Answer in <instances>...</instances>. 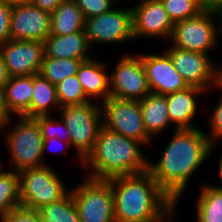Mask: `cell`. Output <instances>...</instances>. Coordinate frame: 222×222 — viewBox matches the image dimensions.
<instances>
[{
	"label": "cell",
	"mask_w": 222,
	"mask_h": 222,
	"mask_svg": "<svg viewBox=\"0 0 222 222\" xmlns=\"http://www.w3.org/2000/svg\"><path fill=\"white\" fill-rule=\"evenodd\" d=\"M38 213L41 222H80L71 191L60 200L38 209Z\"/></svg>",
	"instance_id": "obj_26"
},
{
	"label": "cell",
	"mask_w": 222,
	"mask_h": 222,
	"mask_svg": "<svg viewBox=\"0 0 222 222\" xmlns=\"http://www.w3.org/2000/svg\"><path fill=\"white\" fill-rule=\"evenodd\" d=\"M172 22L194 17L204 10L198 0H160Z\"/></svg>",
	"instance_id": "obj_29"
},
{
	"label": "cell",
	"mask_w": 222,
	"mask_h": 222,
	"mask_svg": "<svg viewBox=\"0 0 222 222\" xmlns=\"http://www.w3.org/2000/svg\"><path fill=\"white\" fill-rule=\"evenodd\" d=\"M51 13L30 4L12 8L10 37L12 40L41 41L50 35Z\"/></svg>",
	"instance_id": "obj_16"
},
{
	"label": "cell",
	"mask_w": 222,
	"mask_h": 222,
	"mask_svg": "<svg viewBox=\"0 0 222 222\" xmlns=\"http://www.w3.org/2000/svg\"><path fill=\"white\" fill-rule=\"evenodd\" d=\"M13 116L0 124V133L3 128H12L4 134V143L11 155L10 169L20 172L23 169L46 165L43 160V137L38 122L34 118L17 116L18 122L13 123ZM13 123V124H12ZM15 124V125H14Z\"/></svg>",
	"instance_id": "obj_4"
},
{
	"label": "cell",
	"mask_w": 222,
	"mask_h": 222,
	"mask_svg": "<svg viewBox=\"0 0 222 222\" xmlns=\"http://www.w3.org/2000/svg\"><path fill=\"white\" fill-rule=\"evenodd\" d=\"M102 123L106 129L141 142L145 147L152 145L142 118L140 102L109 97L100 103Z\"/></svg>",
	"instance_id": "obj_9"
},
{
	"label": "cell",
	"mask_w": 222,
	"mask_h": 222,
	"mask_svg": "<svg viewBox=\"0 0 222 222\" xmlns=\"http://www.w3.org/2000/svg\"><path fill=\"white\" fill-rule=\"evenodd\" d=\"M12 9L0 2V45L11 39L10 37V18Z\"/></svg>",
	"instance_id": "obj_34"
},
{
	"label": "cell",
	"mask_w": 222,
	"mask_h": 222,
	"mask_svg": "<svg viewBox=\"0 0 222 222\" xmlns=\"http://www.w3.org/2000/svg\"><path fill=\"white\" fill-rule=\"evenodd\" d=\"M132 22L134 40L161 38L169 42L174 26L160 0H141L132 6Z\"/></svg>",
	"instance_id": "obj_13"
},
{
	"label": "cell",
	"mask_w": 222,
	"mask_h": 222,
	"mask_svg": "<svg viewBox=\"0 0 222 222\" xmlns=\"http://www.w3.org/2000/svg\"><path fill=\"white\" fill-rule=\"evenodd\" d=\"M141 142L101 127L93 150L83 160L86 177L107 180L116 176L142 173L148 170ZM141 148V149H140Z\"/></svg>",
	"instance_id": "obj_3"
},
{
	"label": "cell",
	"mask_w": 222,
	"mask_h": 222,
	"mask_svg": "<svg viewBox=\"0 0 222 222\" xmlns=\"http://www.w3.org/2000/svg\"><path fill=\"white\" fill-rule=\"evenodd\" d=\"M220 98V101L215 105L214 110L209 117V126L211 130L207 133L208 139L215 147L219 141H222V96Z\"/></svg>",
	"instance_id": "obj_33"
},
{
	"label": "cell",
	"mask_w": 222,
	"mask_h": 222,
	"mask_svg": "<svg viewBox=\"0 0 222 222\" xmlns=\"http://www.w3.org/2000/svg\"><path fill=\"white\" fill-rule=\"evenodd\" d=\"M82 60L44 57L39 74L52 84H57L68 76L76 75Z\"/></svg>",
	"instance_id": "obj_27"
},
{
	"label": "cell",
	"mask_w": 222,
	"mask_h": 222,
	"mask_svg": "<svg viewBox=\"0 0 222 222\" xmlns=\"http://www.w3.org/2000/svg\"><path fill=\"white\" fill-rule=\"evenodd\" d=\"M140 102L142 118L148 136L154 139L155 135L162 134L171 126L166 95L149 93Z\"/></svg>",
	"instance_id": "obj_21"
},
{
	"label": "cell",
	"mask_w": 222,
	"mask_h": 222,
	"mask_svg": "<svg viewBox=\"0 0 222 222\" xmlns=\"http://www.w3.org/2000/svg\"><path fill=\"white\" fill-rule=\"evenodd\" d=\"M10 77L11 76L7 70L3 56L0 52V86L4 87V85L9 81Z\"/></svg>",
	"instance_id": "obj_38"
},
{
	"label": "cell",
	"mask_w": 222,
	"mask_h": 222,
	"mask_svg": "<svg viewBox=\"0 0 222 222\" xmlns=\"http://www.w3.org/2000/svg\"><path fill=\"white\" fill-rule=\"evenodd\" d=\"M10 117L11 115L6 109L4 87L0 86V124L4 123Z\"/></svg>",
	"instance_id": "obj_37"
},
{
	"label": "cell",
	"mask_w": 222,
	"mask_h": 222,
	"mask_svg": "<svg viewBox=\"0 0 222 222\" xmlns=\"http://www.w3.org/2000/svg\"><path fill=\"white\" fill-rule=\"evenodd\" d=\"M218 167H219L218 168V176H220V181H222V154H221L219 161H218ZM216 187L219 189H222L221 185L220 186L216 185Z\"/></svg>",
	"instance_id": "obj_44"
},
{
	"label": "cell",
	"mask_w": 222,
	"mask_h": 222,
	"mask_svg": "<svg viewBox=\"0 0 222 222\" xmlns=\"http://www.w3.org/2000/svg\"><path fill=\"white\" fill-rule=\"evenodd\" d=\"M32 94L30 118L52 115L51 110H53V108L60 109L55 84L50 83L39 73L33 75Z\"/></svg>",
	"instance_id": "obj_23"
},
{
	"label": "cell",
	"mask_w": 222,
	"mask_h": 222,
	"mask_svg": "<svg viewBox=\"0 0 222 222\" xmlns=\"http://www.w3.org/2000/svg\"><path fill=\"white\" fill-rule=\"evenodd\" d=\"M47 116H36L34 119L38 122L43 139L57 138L61 141L70 143V132L62 118L55 119Z\"/></svg>",
	"instance_id": "obj_30"
},
{
	"label": "cell",
	"mask_w": 222,
	"mask_h": 222,
	"mask_svg": "<svg viewBox=\"0 0 222 222\" xmlns=\"http://www.w3.org/2000/svg\"><path fill=\"white\" fill-rule=\"evenodd\" d=\"M57 144V145H56ZM58 144H59V147H58ZM57 147H56V146ZM61 145V146H60ZM55 147V148H54ZM67 148V149H70L71 146V143H68V142H64V141H61L57 138H50V139H43V146H42V150H43V157L45 155V152H48V151H54L53 153H57V152H65L66 149L64 148ZM51 148L53 149H56L57 148V151L56 150H52ZM50 151V152H51Z\"/></svg>",
	"instance_id": "obj_35"
},
{
	"label": "cell",
	"mask_w": 222,
	"mask_h": 222,
	"mask_svg": "<svg viewBox=\"0 0 222 222\" xmlns=\"http://www.w3.org/2000/svg\"><path fill=\"white\" fill-rule=\"evenodd\" d=\"M84 31L68 35L50 34L44 40V57L88 60L93 56ZM91 55V56H90Z\"/></svg>",
	"instance_id": "obj_18"
},
{
	"label": "cell",
	"mask_w": 222,
	"mask_h": 222,
	"mask_svg": "<svg viewBox=\"0 0 222 222\" xmlns=\"http://www.w3.org/2000/svg\"><path fill=\"white\" fill-rule=\"evenodd\" d=\"M85 20L74 0H63L51 13L50 34L68 35L84 31Z\"/></svg>",
	"instance_id": "obj_22"
},
{
	"label": "cell",
	"mask_w": 222,
	"mask_h": 222,
	"mask_svg": "<svg viewBox=\"0 0 222 222\" xmlns=\"http://www.w3.org/2000/svg\"><path fill=\"white\" fill-rule=\"evenodd\" d=\"M1 222H41L38 210L17 206L6 214Z\"/></svg>",
	"instance_id": "obj_32"
},
{
	"label": "cell",
	"mask_w": 222,
	"mask_h": 222,
	"mask_svg": "<svg viewBox=\"0 0 222 222\" xmlns=\"http://www.w3.org/2000/svg\"><path fill=\"white\" fill-rule=\"evenodd\" d=\"M159 54L148 55L141 53L151 93L167 95L189 87L180 73L175 69L172 59L164 49Z\"/></svg>",
	"instance_id": "obj_15"
},
{
	"label": "cell",
	"mask_w": 222,
	"mask_h": 222,
	"mask_svg": "<svg viewBox=\"0 0 222 222\" xmlns=\"http://www.w3.org/2000/svg\"><path fill=\"white\" fill-rule=\"evenodd\" d=\"M63 0H32V4L40 9L52 13Z\"/></svg>",
	"instance_id": "obj_36"
},
{
	"label": "cell",
	"mask_w": 222,
	"mask_h": 222,
	"mask_svg": "<svg viewBox=\"0 0 222 222\" xmlns=\"http://www.w3.org/2000/svg\"><path fill=\"white\" fill-rule=\"evenodd\" d=\"M105 65L106 63L92 57L82 61L78 68L76 73L78 81L90 101L102 99L100 101L102 103L110 97V80Z\"/></svg>",
	"instance_id": "obj_19"
},
{
	"label": "cell",
	"mask_w": 222,
	"mask_h": 222,
	"mask_svg": "<svg viewBox=\"0 0 222 222\" xmlns=\"http://www.w3.org/2000/svg\"><path fill=\"white\" fill-rule=\"evenodd\" d=\"M172 59L175 69L188 86L205 91L216 88L217 66L209 54L169 46L164 50Z\"/></svg>",
	"instance_id": "obj_12"
},
{
	"label": "cell",
	"mask_w": 222,
	"mask_h": 222,
	"mask_svg": "<svg viewBox=\"0 0 222 222\" xmlns=\"http://www.w3.org/2000/svg\"><path fill=\"white\" fill-rule=\"evenodd\" d=\"M217 19H218V37H220L219 40H222V9L217 10Z\"/></svg>",
	"instance_id": "obj_41"
},
{
	"label": "cell",
	"mask_w": 222,
	"mask_h": 222,
	"mask_svg": "<svg viewBox=\"0 0 222 222\" xmlns=\"http://www.w3.org/2000/svg\"><path fill=\"white\" fill-rule=\"evenodd\" d=\"M207 91L189 86L185 90L169 93L166 95L168 104V114L173 128L176 129H194L199 128L193 124V118L197 112V96ZM175 127V128H174Z\"/></svg>",
	"instance_id": "obj_17"
},
{
	"label": "cell",
	"mask_w": 222,
	"mask_h": 222,
	"mask_svg": "<svg viewBox=\"0 0 222 222\" xmlns=\"http://www.w3.org/2000/svg\"><path fill=\"white\" fill-rule=\"evenodd\" d=\"M176 207H177V204L175 205L174 209L164 219H162L159 222H174V221H176V219H175V217H176L175 211L177 210Z\"/></svg>",
	"instance_id": "obj_42"
},
{
	"label": "cell",
	"mask_w": 222,
	"mask_h": 222,
	"mask_svg": "<svg viewBox=\"0 0 222 222\" xmlns=\"http://www.w3.org/2000/svg\"><path fill=\"white\" fill-rule=\"evenodd\" d=\"M0 52L11 77L38 74L45 56L44 42L30 40L10 39Z\"/></svg>",
	"instance_id": "obj_14"
},
{
	"label": "cell",
	"mask_w": 222,
	"mask_h": 222,
	"mask_svg": "<svg viewBox=\"0 0 222 222\" xmlns=\"http://www.w3.org/2000/svg\"><path fill=\"white\" fill-rule=\"evenodd\" d=\"M55 86L60 108L64 106L82 105L90 102L78 81L77 75L68 76Z\"/></svg>",
	"instance_id": "obj_28"
},
{
	"label": "cell",
	"mask_w": 222,
	"mask_h": 222,
	"mask_svg": "<svg viewBox=\"0 0 222 222\" xmlns=\"http://www.w3.org/2000/svg\"><path fill=\"white\" fill-rule=\"evenodd\" d=\"M107 181L113 191L115 222H159L176 205L148 170Z\"/></svg>",
	"instance_id": "obj_2"
},
{
	"label": "cell",
	"mask_w": 222,
	"mask_h": 222,
	"mask_svg": "<svg viewBox=\"0 0 222 222\" xmlns=\"http://www.w3.org/2000/svg\"><path fill=\"white\" fill-rule=\"evenodd\" d=\"M33 75L12 76L4 85L5 104L11 116L30 118Z\"/></svg>",
	"instance_id": "obj_20"
},
{
	"label": "cell",
	"mask_w": 222,
	"mask_h": 222,
	"mask_svg": "<svg viewBox=\"0 0 222 222\" xmlns=\"http://www.w3.org/2000/svg\"><path fill=\"white\" fill-rule=\"evenodd\" d=\"M0 2L6 3L11 9L32 4V0H0Z\"/></svg>",
	"instance_id": "obj_40"
},
{
	"label": "cell",
	"mask_w": 222,
	"mask_h": 222,
	"mask_svg": "<svg viewBox=\"0 0 222 222\" xmlns=\"http://www.w3.org/2000/svg\"><path fill=\"white\" fill-rule=\"evenodd\" d=\"M196 204L197 222H222V189L201 185Z\"/></svg>",
	"instance_id": "obj_24"
},
{
	"label": "cell",
	"mask_w": 222,
	"mask_h": 222,
	"mask_svg": "<svg viewBox=\"0 0 222 222\" xmlns=\"http://www.w3.org/2000/svg\"><path fill=\"white\" fill-rule=\"evenodd\" d=\"M84 32L90 48L97 43L120 45L134 41L132 8L113 7L106 13L87 18L84 24Z\"/></svg>",
	"instance_id": "obj_10"
},
{
	"label": "cell",
	"mask_w": 222,
	"mask_h": 222,
	"mask_svg": "<svg viewBox=\"0 0 222 222\" xmlns=\"http://www.w3.org/2000/svg\"><path fill=\"white\" fill-rule=\"evenodd\" d=\"M216 88L218 90L222 91V66H218L217 69V82H216Z\"/></svg>",
	"instance_id": "obj_43"
},
{
	"label": "cell",
	"mask_w": 222,
	"mask_h": 222,
	"mask_svg": "<svg viewBox=\"0 0 222 222\" xmlns=\"http://www.w3.org/2000/svg\"><path fill=\"white\" fill-rule=\"evenodd\" d=\"M83 12L85 19L110 11L116 7L113 0H74Z\"/></svg>",
	"instance_id": "obj_31"
},
{
	"label": "cell",
	"mask_w": 222,
	"mask_h": 222,
	"mask_svg": "<svg viewBox=\"0 0 222 222\" xmlns=\"http://www.w3.org/2000/svg\"><path fill=\"white\" fill-rule=\"evenodd\" d=\"M113 1H114L115 3H117V2H122V1H123L122 3H124L125 0H113ZM116 1H117V2H116Z\"/></svg>",
	"instance_id": "obj_45"
},
{
	"label": "cell",
	"mask_w": 222,
	"mask_h": 222,
	"mask_svg": "<svg viewBox=\"0 0 222 222\" xmlns=\"http://www.w3.org/2000/svg\"><path fill=\"white\" fill-rule=\"evenodd\" d=\"M18 173L22 206L38 210L60 200L70 191L59 174L47 164L23 169Z\"/></svg>",
	"instance_id": "obj_6"
},
{
	"label": "cell",
	"mask_w": 222,
	"mask_h": 222,
	"mask_svg": "<svg viewBox=\"0 0 222 222\" xmlns=\"http://www.w3.org/2000/svg\"><path fill=\"white\" fill-rule=\"evenodd\" d=\"M204 9L219 10L222 9V0H198Z\"/></svg>",
	"instance_id": "obj_39"
},
{
	"label": "cell",
	"mask_w": 222,
	"mask_h": 222,
	"mask_svg": "<svg viewBox=\"0 0 222 222\" xmlns=\"http://www.w3.org/2000/svg\"><path fill=\"white\" fill-rule=\"evenodd\" d=\"M215 148L201 128L173 130L160 160L152 163L149 159L148 171L160 188L179 204L191 177Z\"/></svg>",
	"instance_id": "obj_1"
},
{
	"label": "cell",
	"mask_w": 222,
	"mask_h": 222,
	"mask_svg": "<svg viewBox=\"0 0 222 222\" xmlns=\"http://www.w3.org/2000/svg\"><path fill=\"white\" fill-rule=\"evenodd\" d=\"M109 73L110 96L123 100L140 101L151 93L139 54H124Z\"/></svg>",
	"instance_id": "obj_11"
},
{
	"label": "cell",
	"mask_w": 222,
	"mask_h": 222,
	"mask_svg": "<svg viewBox=\"0 0 222 222\" xmlns=\"http://www.w3.org/2000/svg\"><path fill=\"white\" fill-rule=\"evenodd\" d=\"M216 18L217 10L204 9L194 17L175 23L169 40L170 45L209 54L219 44Z\"/></svg>",
	"instance_id": "obj_7"
},
{
	"label": "cell",
	"mask_w": 222,
	"mask_h": 222,
	"mask_svg": "<svg viewBox=\"0 0 222 222\" xmlns=\"http://www.w3.org/2000/svg\"><path fill=\"white\" fill-rule=\"evenodd\" d=\"M70 191L80 222H115L113 191L107 180L86 177Z\"/></svg>",
	"instance_id": "obj_8"
},
{
	"label": "cell",
	"mask_w": 222,
	"mask_h": 222,
	"mask_svg": "<svg viewBox=\"0 0 222 222\" xmlns=\"http://www.w3.org/2000/svg\"><path fill=\"white\" fill-rule=\"evenodd\" d=\"M59 115L70 132V143L78 155L80 165L93 150L102 123L101 104L90 101L82 105L64 106Z\"/></svg>",
	"instance_id": "obj_5"
},
{
	"label": "cell",
	"mask_w": 222,
	"mask_h": 222,
	"mask_svg": "<svg viewBox=\"0 0 222 222\" xmlns=\"http://www.w3.org/2000/svg\"><path fill=\"white\" fill-rule=\"evenodd\" d=\"M0 163V221L8 212L21 205L19 173L9 169L3 171Z\"/></svg>",
	"instance_id": "obj_25"
}]
</instances>
